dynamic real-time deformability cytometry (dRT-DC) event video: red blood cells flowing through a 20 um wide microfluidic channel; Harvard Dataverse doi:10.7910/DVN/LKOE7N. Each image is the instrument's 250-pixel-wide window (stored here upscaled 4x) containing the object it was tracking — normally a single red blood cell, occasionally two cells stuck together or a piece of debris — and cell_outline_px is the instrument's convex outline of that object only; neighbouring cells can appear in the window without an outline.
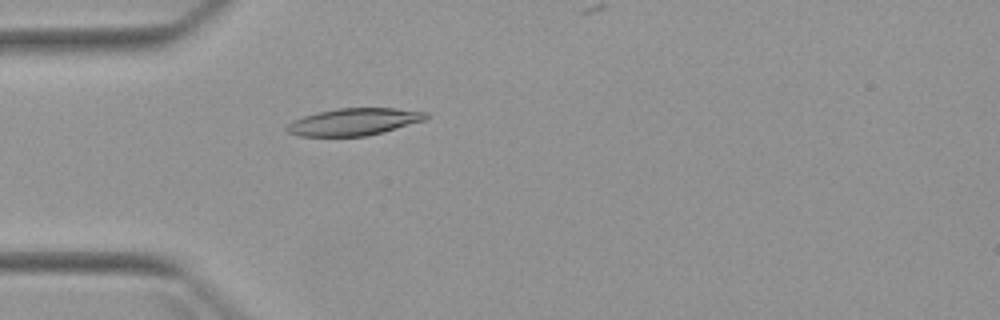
{"species": "Egyptian fruit bat (a non-hibernating species)", "species_latin": "Rousettus aegyptiacus", "temperature_condition": "warm", "stored_images_in_passage": 4, "camera_frame_rate_fps": 3000, "um_per_image_px": 0.085, "animal": {"sex": "female"}, "frame": {"image": 1, "passage_image": 4, "time_ms": 4.0, "image_size_px": [1000, 320], "cell_outline_px": [[428, 116], [424, 120], [384, 132], [364, 136], [300, 136], [288, 132], [284, 128], [292, 120], [316, 112], [336, 108], [396, 108], [428, 112]], "centroid_in_image_um": [30.07, 10.35], "position_along_channel_um": 54.9, "area_um2": 22.02}}